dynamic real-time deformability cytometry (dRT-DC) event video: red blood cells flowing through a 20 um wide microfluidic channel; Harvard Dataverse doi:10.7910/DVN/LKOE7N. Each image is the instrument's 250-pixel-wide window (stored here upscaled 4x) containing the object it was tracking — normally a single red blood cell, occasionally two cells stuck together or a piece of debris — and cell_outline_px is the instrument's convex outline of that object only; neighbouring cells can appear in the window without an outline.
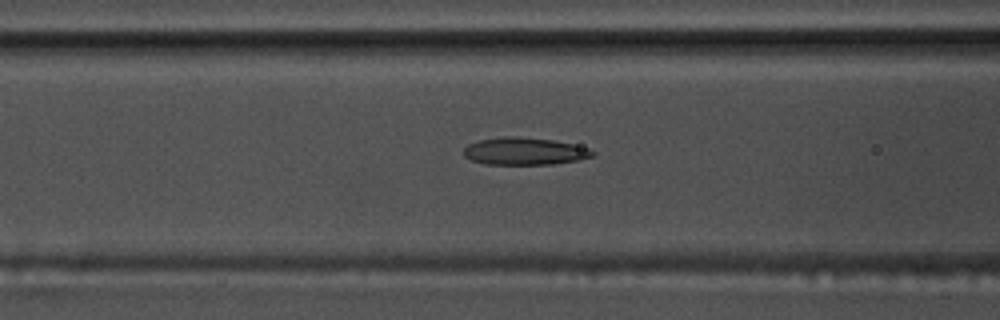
{"species": "common noctule bat (a hibernating species)", "species_latin": "Nyctalus noctula", "temperature_condition": "warm", "stored_images_in_passage": 39, "camera_frame_rate_fps": 3000, "um_per_image_px": 0.085, "animal": {"sex": "male", "body_mass_g": 17.5, "forearm_length_mm": 52.3}, "frame": {"image": 1, "passage_image": 6, "time_ms": 1.667, "image_size_px": [1000, 320], "cell_outline_px": [[596, 152], [592, 156], [576, 160], [552, 164], [484, 164], [472, 160], [464, 156], [464, 148], [468, 144], [480, 140], [504, 136], [516, 136], [552, 140], [572, 144], [588, 148]], "centroid_in_image_um": [44.55, 12.85], "position_along_channel_um": 122.0, "area_um2": 20.35}}
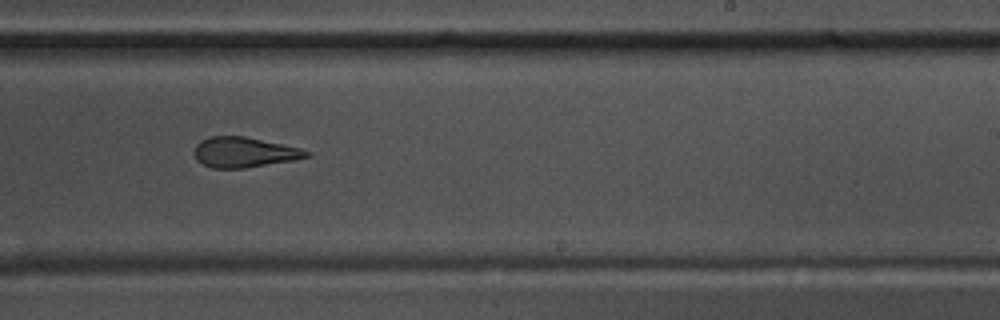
{"frame": {"image": 2, "passage_image": 18, "time_ms": 5.667, "image_size_px": [1000, 320], "cell_outline_px": [[312, 152], [308, 156], [296, 160], [244, 168], [212, 168], [196, 160], [192, 152], [196, 144], [200, 140], [212, 136], [244, 136], [300, 148]], "centroid_in_image_um": [20.72, 12.94], "position_along_channel_um": 268.3, "area_um2": 19.83}}
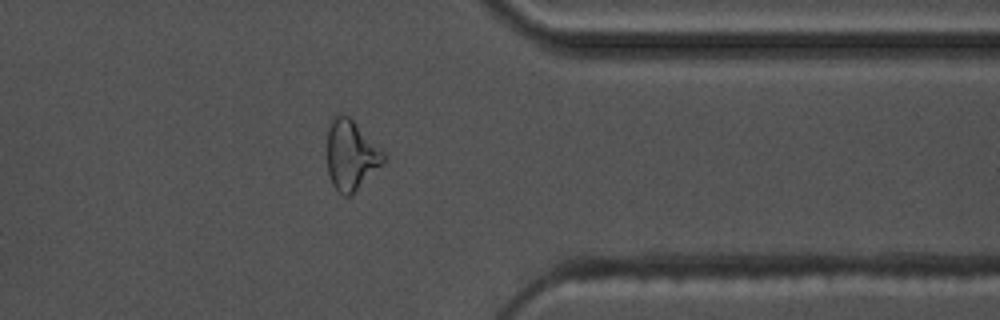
{"frame": {"image": 3, "passage_image": 28, "time_ms": 9.0, "image_size_px": [1000, 320], "cell_outline_px": [[388, 156], [384, 164], [348, 196], [344, 196], [332, 184], [328, 172], [328, 128], [332, 116], [344, 112]], "centroid_in_image_um": [29.84, 13.15], "position_along_channel_um": 381.6, "area_um2": 22.72}}